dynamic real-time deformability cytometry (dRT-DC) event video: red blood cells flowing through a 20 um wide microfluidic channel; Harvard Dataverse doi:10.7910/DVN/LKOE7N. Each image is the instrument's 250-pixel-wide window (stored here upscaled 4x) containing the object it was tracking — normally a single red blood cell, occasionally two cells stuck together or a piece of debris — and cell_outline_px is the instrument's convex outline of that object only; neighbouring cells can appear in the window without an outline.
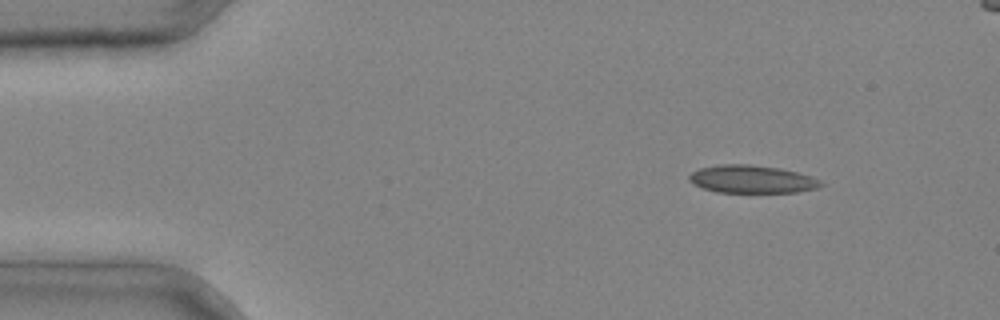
{"species": "common noctule bat (a hibernating species)", "species_latin": "Nyctalus noctula", "temperature_condition": "cold", "stored_images_in_passage": 3, "camera_frame_rate_fps": 3000, "um_per_image_px": 0.085, "animal": {"sex": "male", "body_mass_g": 20.4}, "frame": {"image": 1, "passage_image": 1, "time_ms": 0.0, "image_size_px": [1000, 320], "cell_outline_px": [[824, 184], [820, 188], [796, 192], [716, 192], [692, 184], [688, 180], [688, 176], [692, 172], [700, 168], [720, 164], [748, 164], [776, 168], [796, 172], [820, 180]], "centroid_in_image_um": [63.88, 15.24], "position_along_channel_um": 21.1, "area_um2": 21.21}}